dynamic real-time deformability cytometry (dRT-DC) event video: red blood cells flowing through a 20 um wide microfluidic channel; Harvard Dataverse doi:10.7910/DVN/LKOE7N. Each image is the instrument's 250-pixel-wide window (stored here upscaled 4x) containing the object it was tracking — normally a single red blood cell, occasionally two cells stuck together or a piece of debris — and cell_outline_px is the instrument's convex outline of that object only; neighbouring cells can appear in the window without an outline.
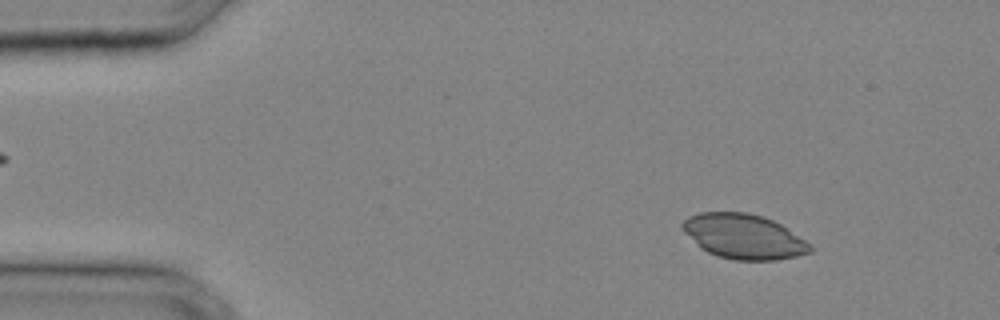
{"species": "common noctule bat (a hibernating species)", "species_latin": "Nyctalus noctula", "temperature_condition": "cold", "stored_images_in_passage": 25, "camera_frame_rate_fps": 3000, "um_per_image_px": 0.085, "animal": {"sex": "male", "body_mass_g": 20.4}, "frame": {"image": 1, "passage_image": 4, "time_ms": 1.0, "image_size_px": [1000, 320], "cell_outline_px": [[812, 252], [796, 256], [776, 260], [732, 260], [716, 256], [700, 248], [680, 228], [680, 224], [688, 216], [700, 212], [748, 212], [764, 216], [780, 224], [812, 244]], "centroid_in_image_um": [63.19, 20.1], "position_along_channel_um": 21.8, "area_um2": 33.58}}